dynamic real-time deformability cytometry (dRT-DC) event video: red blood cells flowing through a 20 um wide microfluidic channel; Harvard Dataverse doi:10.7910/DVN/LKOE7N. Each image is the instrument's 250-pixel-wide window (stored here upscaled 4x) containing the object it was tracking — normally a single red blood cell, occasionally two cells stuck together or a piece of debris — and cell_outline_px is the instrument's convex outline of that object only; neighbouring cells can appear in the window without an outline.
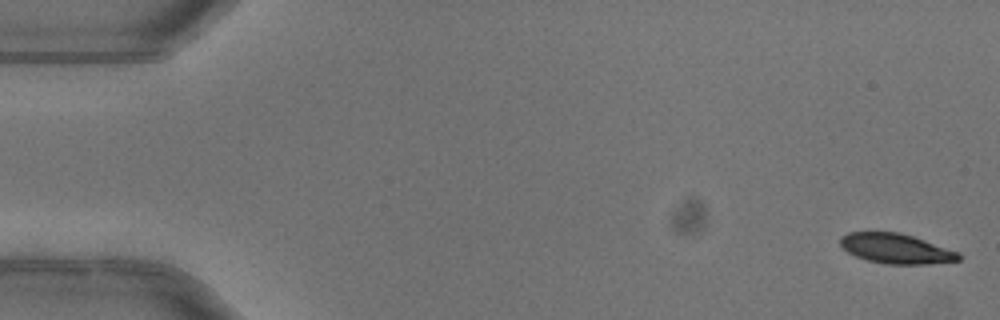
{"species": "common noctule bat (a hibernating species)", "species_latin": "Nyctalus noctula", "temperature_condition": "warm", "stored_images_in_passage": 4, "camera_frame_rate_fps": 3000, "um_per_image_px": 0.085, "animal": {"sex": "female"}, "frame": {"image": 1, "passage_image": 1, "time_ms": 0.0, "image_size_px": [1000, 320], "cell_outline_px": [[960, 260], [928, 264], [884, 264], [868, 260], [856, 256], [848, 252], [840, 244], [840, 236], [848, 232], [896, 232], [912, 236], [960, 252]], "centroid_in_image_um": [76.15, 21.13], "position_along_channel_um": 8.8, "area_um2": 20.52}}
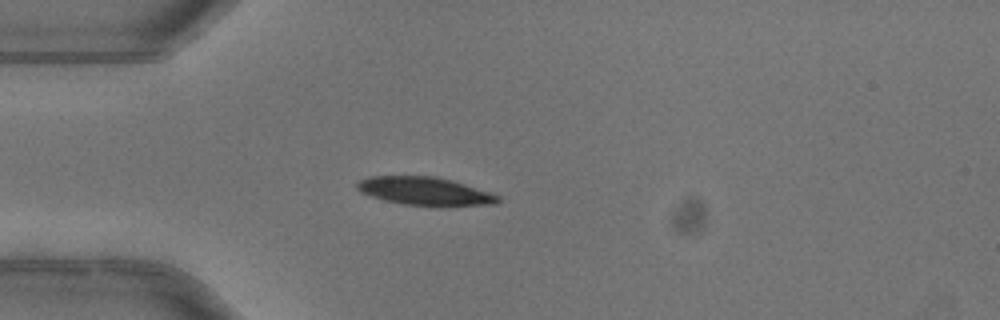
{"frame": {"image": 2, "passage_image": 4, "time_ms": 1.0, "image_size_px": [1000, 320], "cell_outline_px": [[500, 200], [496, 204], [440, 208], [404, 204], [384, 200], [360, 192], [356, 188], [356, 184], [360, 180], [368, 176], [436, 176], [452, 180], [500, 196]], "centroid_in_image_um": [36.14, 16.28], "position_along_channel_um": 48.9, "area_um2": 23.64}}